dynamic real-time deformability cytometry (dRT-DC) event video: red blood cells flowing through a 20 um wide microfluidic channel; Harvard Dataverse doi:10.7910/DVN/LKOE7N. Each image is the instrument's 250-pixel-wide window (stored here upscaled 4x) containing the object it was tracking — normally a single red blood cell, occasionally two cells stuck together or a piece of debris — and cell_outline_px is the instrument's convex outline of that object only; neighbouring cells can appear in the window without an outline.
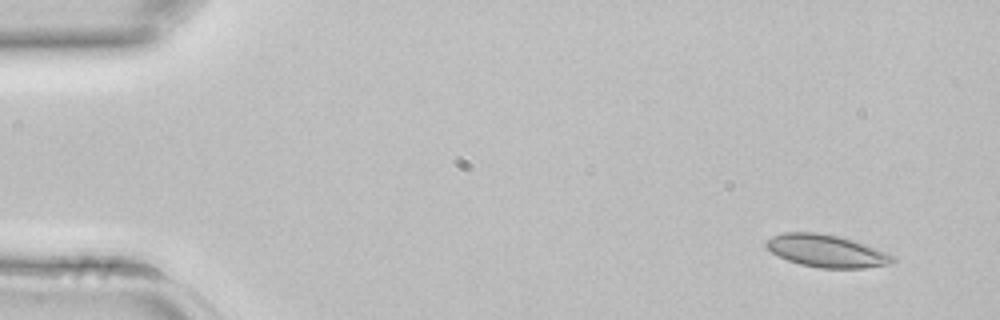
{"species": "common noctule bat (a hibernating species)", "species_latin": "Nyctalus noctula", "temperature_condition": "room temperature", "stored_images_in_passage": 2, "camera_frame_rate_fps": 3000, "um_per_image_px": 0.085, "animal": {"sex": "female", "body_mass_g": 22.7, "forearm_length_mm": 54.2}, "frame": {"image": 1, "passage_image": 1, "time_ms": 0.0, "image_size_px": [1000, 320], "cell_outline_px": [[896, 260], [892, 264], [864, 268], [820, 268], [800, 264], [788, 260], [772, 252], [764, 244], [772, 236], [784, 232], [816, 232], [836, 236], [852, 240], [876, 248], [892, 256]], "centroid_in_image_um": [70.25, 21.33], "position_along_channel_um": 14.8, "area_um2": 23.64}}